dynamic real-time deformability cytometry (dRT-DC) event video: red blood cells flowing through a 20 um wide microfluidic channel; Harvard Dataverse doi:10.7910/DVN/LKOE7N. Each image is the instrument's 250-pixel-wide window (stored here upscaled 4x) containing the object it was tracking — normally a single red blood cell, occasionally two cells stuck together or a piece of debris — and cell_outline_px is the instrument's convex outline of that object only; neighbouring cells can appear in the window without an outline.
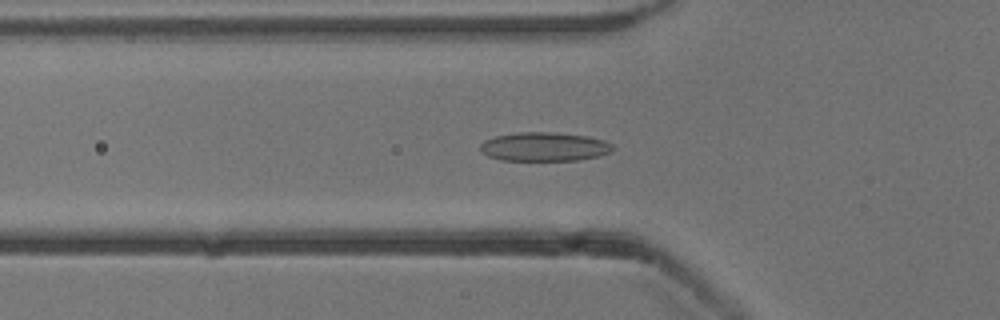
{"species": "common noctule bat (a hibernating species)", "species_latin": "Nyctalus noctula", "temperature_condition": "cold", "stored_images_in_passage": 43, "camera_frame_rate_fps": 3000, "um_per_image_px": 0.085, "animal": {"sex": "male", "body_mass_g": 13.3}, "frame": {"image": 1, "passage_image": 8, "time_ms": 2.333, "image_size_px": [1000, 320], "cell_outline_px": [[616, 148], [612, 152], [600, 156], [576, 160], [500, 160], [488, 156], [480, 152], [480, 144], [484, 140], [496, 136], [516, 132], [556, 132], [588, 136], [604, 140], [612, 144]], "centroid_in_image_um": [46.28, 12.47], "position_along_channel_um": 79.5, "area_um2": 22.6}}
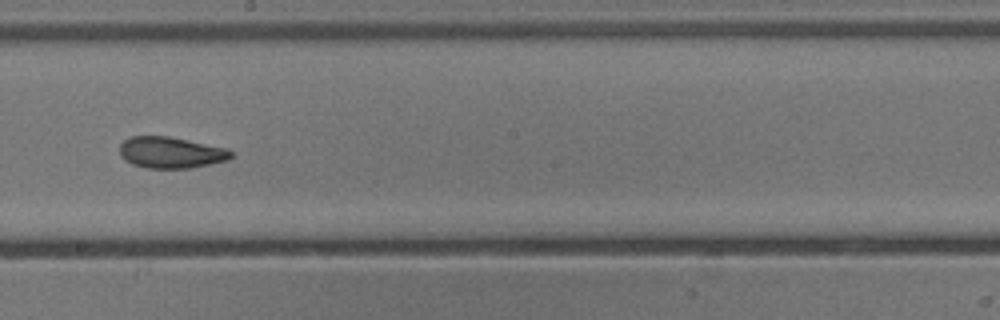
{"frame": {"image": 2, "passage_image": 20, "time_ms": 6.333, "image_size_px": [1000, 320], "cell_outline_px": [[232, 156], [228, 160], [192, 168], [148, 168], [132, 164], [124, 160], [120, 156], [120, 144], [128, 136], [168, 136], [228, 148], [232, 152]], "centroid_in_image_um": [14.51, 12.96], "position_along_channel_um": 233.7, "area_um2": 20.46}}
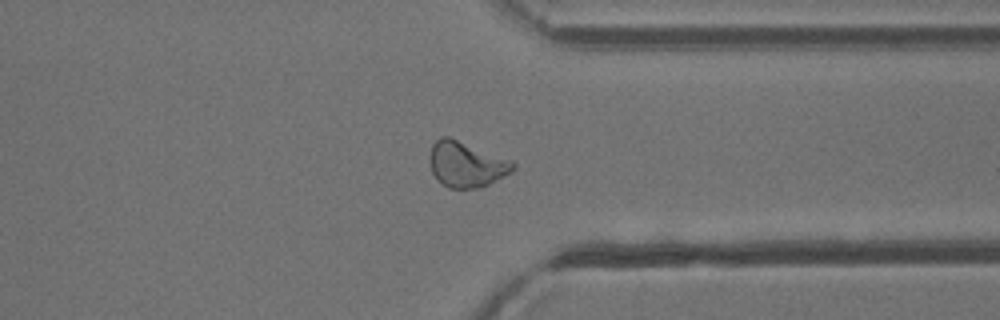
{"frame": {"image": 3, "passage_image": 31, "time_ms": 10.0, "image_size_px": [1000, 320], "cell_outline_px": [[516, 168], [512, 172], [480, 188], [448, 188], [432, 172], [428, 156], [432, 144], [440, 136], [448, 136], [508, 160], [516, 164]], "centroid_in_image_um": [39.6, 13.97], "position_along_channel_um": 371.8, "area_um2": 21.73}, "authors_computed_cell_mechanics": {"area_um2": 21.2704, "velocity_mm_per_s": 3.8277, "shape_relaxation_time_tau1_ms": null, "shape_relaxation_time_tau2_ms": 2.5533, "deformation_change_tau1": null, "deformation_change_tau2": 0.0751}}